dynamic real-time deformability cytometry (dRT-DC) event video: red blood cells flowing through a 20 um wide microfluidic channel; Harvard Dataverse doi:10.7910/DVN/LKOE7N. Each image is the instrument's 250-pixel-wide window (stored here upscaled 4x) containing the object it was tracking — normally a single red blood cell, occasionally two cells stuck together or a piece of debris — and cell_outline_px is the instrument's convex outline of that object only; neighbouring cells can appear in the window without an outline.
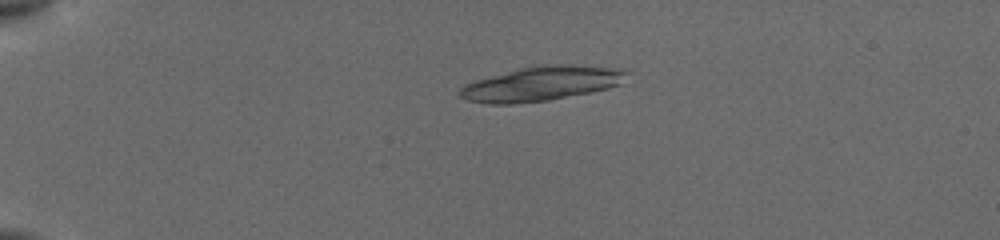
{"species": "common noctule bat (a hibernating species)", "species_latin": "Nyctalus noctula", "temperature_condition": "cold", "stored_images_in_passage": 61, "camera_frame_rate_fps": 3000, "um_per_image_px": 0.085, "animal": {"sex": "female", "body_mass_g": 19.5, "forearm_length_mm": 54.1}, "frame": {"image": 1, "passage_image": 1, "time_ms": 0.0, "image_size_px": [1000, 240], "cell_outline_px": [[628, 72], [620, 84], [608, 88], [548, 100], [512, 104], [488, 104], [468, 100], [460, 96], [456, 92], [464, 84], [476, 80], [520, 68], [544, 64], [568, 64], [624, 68]], "centroid_in_image_um": [46.01, 7.1], "position_along_channel_um": 39.0, "area_um2": 33.41}}